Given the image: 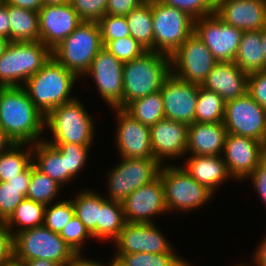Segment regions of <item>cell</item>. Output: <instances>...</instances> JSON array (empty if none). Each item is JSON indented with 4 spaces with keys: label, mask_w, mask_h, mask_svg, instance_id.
<instances>
[{
    "label": "cell",
    "mask_w": 266,
    "mask_h": 266,
    "mask_svg": "<svg viewBox=\"0 0 266 266\" xmlns=\"http://www.w3.org/2000/svg\"><path fill=\"white\" fill-rule=\"evenodd\" d=\"M44 121L23 86L0 87V127L14 144L41 141Z\"/></svg>",
    "instance_id": "6da1fadb"
},
{
    "label": "cell",
    "mask_w": 266,
    "mask_h": 266,
    "mask_svg": "<svg viewBox=\"0 0 266 266\" xmlns=\"http://www.w3.org/2000/svg\"><path fill=\"white\" fill-rule=\"evenodd\" d=\"M77 76L53 57L22 86L35 107L45 117L54 108L70 102L71 90Z\"/></svg>",
    "instance_id": "7a4b0ae2"
},
{
    "label": "cell",
    "mask_w": 266,
    "mask_h": 266,
    "mask_svg": "<svg viewBox=\"0 0 266 266\" xmlns=\"http://www.w3.org/2000/svg\"><path fill=\"white\" fill-rule=\"evenodd\" d=\"M171 74V56L147 51L123 65V108L135 99L160 91Z\"/></svg>",
    "instance_id": "3957f363"
},
{
    "label": "cell",
    "mask_w": 266,
    "mask_h": 266,
    "mask_svg": "<svg viewBox=\"0 0 266 266\" xmlns=\"http://www.w3.org/2000/svg\"><path fill=\"white\" fill-rule=\"evenodd\" d=\"M103 47L96 21H83L52 50V57L78 78L89 70L91 62Z\"/></svg>",
    "instance_id": "277c9868"
},
{
    "label": "cell",
    "mask_w": 266,
    "mask_h": 266,
    "mask_svg": "<svg viewBox=\"0 0 266 266\" xmlns=\"http://www.w3.org/2000/svg\"><path fill=\"white\" fill-rule=\"evenodd\" d=\"M52 57V51L41 41L11 42L0 57V87L21 86ZM19 82V84H18Z\"/></svg>",
    "instance_id": "5b68a950"
},
{
    "label": "cell",
    "mask_w": 266,
    "mask_h": 266,
    "mask_svg": "<svg viewBox=\"0 0 266 266\" xmlns=\"http://www.w3.org/2000/svg\"><path fill=\"white\" fill-rule=\"evenodd\" d=\"M83 104L74 99L54 108L45 116L44 126L51 130L54 140L48 143H76L91 146L94 122ZM47 124V125H46Z\"/></svg>",
    "instance_id": "8992f818"
},
{
    "label": "cell",
    "mask_w": 266,
    "mask_h": 266,
    "mask_svg": "<svg viewBox=\"0 0 266 266\" xmlns=\"http://www.w3.org/2000/svg\"><path fill=\"white\" fill-rule=\"evenodd\" d=\"M75 254L59 233L44 225L14 235V255L24 261L44 259L65 266Z\"/></svg>",
    "instance_id": "52a82bcc"
},
{
    "label": "cell",
    "mask_w": 266,
    "mask_h": 266,
    "mask_svg": "<svg viewBox=\"0 0 266 266\" xmlns=\"http://www.w3.org/2000/svg\"><path fill=\"white\" fill-rule=\"evenodd\" d=\"M154 52L171 56L194 32V19L186 12L151 0Z\"/></svg>",
    "instance_id": "ba28073f"
},
{
    "label": "cell",
    "mask_w": 266,
    "mask_h": 266,
    "mask_svg": "<svg viewBox=\"0 0 266 266\" xmlns=\"http://www.w3.org/2000/svg\"><path fill=\"white\" fill-rule=\"evenodd\" d=\"M164 186L167 211L197 209L213 196L207 187L193 179L184 167L162 165L159 172Z\"/></svg>",
    "instance_id": "9c48e42d"
},
{
    "label": "cell",
    "mask_w": 266,
    "mask_h": 266,
    "mask_svg": "<svg viewBox=\"0 0 266 266\" xmlns=\"http://www.w3.org/2000/svg\"><path fill=\"white\" fill-rule=\"evenodd\" d=\"M108 173L107 199L123 202L131 193L159 176L161 164L155 159L122 158Z\"/></svg>",
    "instance_id": "30bf717a"
},
{
    "label": "cell",
    "mask_w": 266,
    "mask_h": 266,
    "mask_svg": "<svg viewBox=\"0 0 266 266\" xmlns=\"http://www.w3.org/2000/svg\"><path fill=\"white\" fill-rule=\"evenodd\" d=\"M223 124L227 134L249 137L266 146V109L248 92L226 102Z\"/></svg>",
    "instance_id": "8fae6325"
},
{
    "label": "cell",
    "mask_w": 266,
    "mask_h": 266,
    "mask_svg": "<svg viewBox=\"0 0 266 266\" xmlns=\"http://www.w3.org/2000/svg\"><path fill=\"white\" fill-rule=\"evenodd\" d=\"M217 63L208 47L193 32L171 55V73L183 81L202 85Z\"/></svg>",
    "instance_id": "7c38bea8"
},
{
    "label": "cell",
    "mask_w": 266,
    "mask_h": 266,
    "mask_svg": "<svg viewBox=\"0 0 266 266\" xmlns=\"http://www.w3.org/2000/svg\"><path fill=\"white\" fill-rule=\"evenodd\" d=\"M194 33L218 62H234L242 30L225 23L213 14L194 20Z\"/></svg>",
    "instance_id": "4fadbf2b"
},
{
    "label": "cell",
    "mask_w": 266,
    "mask_h": 266,
    "mask_svg": "<svg viewBox=\"0 0 266 266\" xmlns=\"http://www.w3.org/2000/svg\"><path fill=\"white\" fill-rule=\"evenodd\" d=\"M164 118L190 125L195 122L199 85L183 81L172 73L160 89Z\"/></svg>",
    "instance_id": "5bb4252c"
},
{
    "label": "cell",
    "mask_w": 266,
    "mask_h": 266,
    "mask_svg": "<svg viewBox=\"0 0 266 266\" xmlns=\"http://www.w3.org/2000/svg\"><path fill=\"white\" fill-rule=\"evenodd\" d=\"M123 65L103 46L85 73L94 78L101 97L112 109L123 108Z\"/></svg>",
    "instance_id": "9a60e30c"
},
{
    "label": "cell",
    "mask_w": 266,
    "mask_h": 266,
    "mask_svg": "<svg viewBox=\"0 0 266 266\" xmlns=\"http://www.w3.org/2000/svg\"><path fill=\"white\" fill-rule=\"evenodd\" d=\"M223 150L227 170L236 180L248 178L266 156L262 142L233 134L226 135Z\"/></svg>",
    "instance_id": "2e32d148"
},
{
    "label": "cell",
    "mask_w": 266,
    "mask_h": 266,
    "mask_svg": "<svg viewBox=\"0 0 266 266\" xmlns=\"http://www.w3.org/2000/svg\"><path fill=\"white\" fill-rule=\"evenodd\" d=\"M117 254L131 253H175L168 240L154 223L126 222L119 236L114 240Z\"/></svg>",
    "instance_id": "e0dca14e"
},
{
    "label": "cell",
    "mask_w": 266,
    "mask_h": 266,
    "mask_svg": "<svg viewBox=\"0 0 266 266\" xmlns=\"http://www.w3.org/2000/svg\"><path fill=\"white\" fill-rule=\"evenodd\" d=\"M115 109L119 117L115 138L120 157L154 159L150 127L137 121L123 108Z\"/></svg>",
    "instance_id": "ac0fdd59"
},
{
    "label": "cell",
    "mask_w": 266,
    "mask_h": 266,
    "mask_svg": "<svg viewBox=\"0 0 266 266\" xmlns=\"http://www.w3.org/2000/svg\"><path fill=\"white\" fill-rule=\"evenodd\" d=\"M122 207L126 222L133 223H153V216L168 212L160 176L131 193L122 202Z\"/></svg>",
    "instance_id": "d6986e66"
},
{
    "label": "cell",
    "mask_w": 266,
    "mask_h": 266,
    "mask_svg": "<svg viewBox=\"0 0 266 266\" xmlns=\"http://www.w3.org/2000/svg\"><path fill=\"white\" fill-rule=\"evenodd\" d=\"M38 21L40 41L51 51L83 22L70 3L43 5L38 11Z\"/></svg>",
    "instance_id": "ffe728a7"
},
{
    "label": "cell",
    "mask_w": 266,
    "mask_h": 266,
    "mask_svg": "<svg viewBox=\"0 0 266 266\" xmlns=\"http://www.w3.org/2000/svg\"><path fill=\"white\" fill-rule=\"evenodd\" d=\"M215 14L242 31L266 27V0H217Z\"/></svg>",
    "instance_id": "44dd1931"
},
{
    "label": "cell",
    "mask_w": 266,
    "mask_h": 266,
    "mask_svg": "<svg viewBox=\"0 0 266 266\" xmlns=\"http://www.w3.org/2000/svg\"><path fill=\"white\" fill-rule=\"evenodd\" d=\"M150 135L154 159L161 165L165 157L173 159L187 152L188 125L185 123L164 118L150 126Z\"/></svg>",
    "instance_id": "7402d4cb"
},
{
    "label": "cell",
    "mask_w": 266,
    "mask_h": 266,
    "mask_svg": "<svg viewBox=\"0 0 266 266\" xmlns=\"http://www.w3.org/2000/svg\"><path fill=\"white\" fill-rule=\"evenodd\" d=\"M201 86L219 94L227 102L248 92V74L234 62H218Z\"/></svg>",
    "instance_id": "603a6c76"
},
{
    "label": "cell",
    "mask_w": 266,
    "mask_h": 266,
    "mask_svg": "<svg viewBox=\"0 0 266 266\" xmlns=\"http://www.w3.org/2000/svg\"><path fill=\"white\" fill-rule=\"evenodd\" d=\"M227 131L223 122L188 125L187 152L191 155L216 156L224 149Z\"/></svg>",
    "instance_id": "cb8c5ba5"
},
{
    "label": "cell",
    "mask_w": 266,
    "mask_h": 266,
    "mask_svg": "<svg viewBox=\"0 0 266 266\" xmlns=\"http://www.w3.org/2000/svg\"><path fill=\"white\" fill-rule=\"evenodd\" d=\"M222 157L192 155L187 159L184 169L193 179L214 193L219 185L231 177Z\"/></svg>",
    "instance_id": "d4e9b609"
},
{
    "label": "cell",
    "mask_w": 266,
    "mask_h": 266,
    "mask_svg": "<svg viewBox=\"0 0 266 266\" xmlns=\"http://www.w3.org/2000/svg\"><path fill=\"white\" fill-rule=\"evenodd\" d=\"M234 63L248 75L265 70L261 30L243 31Z\"/></svg>",
    "instance_id": "484cf974"
},
{
    "label": "cell",
    "mask_w": 266,
    "mask_h": 266,
    "mask_svg": "<svg viewBox=\"0 0 266 266\" xmlns=\"http://www.w3.org/2000/svg\"><path fill=\"white\" fill-rule=\"evenodd\" d=\"M32 146V155L37 160V162L33 160L34 166L63 186L62 184L66 183V164L61 152L45 139L43 141L41 139Z\"/></svg>",
    "instance_id": "4316f807"
},
{
    "label": "cell",
    "mask_w": 266,
    "mask_h": 266,
    "mask_svg": "<svg viewBox=\"0 0 266 266\" xmlns=\"http://www.w3.org/2000/svg\"><path fill=\"white\" fill-rule=\"evenodd\" d=\"M31 180V165L8 182L0 181V220L5 222L26 198Z\"/></svg>",
    "instance_id": "83f0119b"
},
{
    "label": "cell",
    "mask_w": 266,
    "mask_h": 266,
    "mask_svg": "<svg viewBox=\"0 0 266 266\" xmlns=\"http://www.w3.org/2000/svg\"><path fill=\"white\" fill-rule=\"evenodd\" d=\"M10 17V41H40L38 12L8 4Z\"/></svg>",
    "instance_id": "f1b7e54d"
},
{
    "label": "cell",
    "mask_w": 266,
    "mask_h": 266,
    "mask_svg": "<svg viewBox=\"0 0 266 266\" xmlns=\"http://www.w3.org/2000/svg\"><path fill=\"white\" fill-rule=\"evenodd\" d=\"M130 36L148 51H154L153 14L151 0H146L139 7L125 16Z\"/></svg>",
    "instance_id": "f546056e"
},
{
    "label": "cell",
    "mask_w": 266,
    "mask_h": 266,
    "mask_svg": "<svg viewBox=\"0 0 266 266\" xmlns=\"http://www.w3.org/2000/svg\"><path fill=\"white\" fill-rule=\"evenodd\" d=\"M123 109L149 127L164 119V104L160 91L135 99Z\"/></svg>",
    "instance_id": "4dcf8cb0"
},
{
    "label": "cell",
    "mask_w": 266,
    "mask_h": 266,
    "mask_svg": "<svg viewBox=\"0 0 266 266\" xmlns=\"http://www.w3.org/2000/svg\"><path fill=\"white\" fill-rule=\"evenodd\" d=\"M72 200L75 216L85 225L94 238L99 237V210L101 196L93 190L78 193Z\"/></svg>",
    "instance_id": "1f68e13d"
},
{
    "label": "cell",
    "mask_w": 266,
    "mask_h": 266,
    "mask_svg": "<svg viewBox=\"0 0 266 266\" xmlns=\"http://www.w3.org/2000/svg\"><path fill=\"white\" fill-rule=\"evenodd\" d=\"M126 224L121 202L106 199L101 196V209L99 210V238L113 239L119 236Z\"/></svg>",
    "instance_id": "d6a6232c"
},
{
    "label": "cell",
    "mask_w": 266,
    "mask_h": 266,
    "mask_svg": "<svg viewBox=\"0 0 266 266\" xmlns=\"http://www.w3.org/2000/svg\"><path fill=\"white\" fill-rule=\"evenodd\" d=\"M45 207L46 206L41 203L25 198L4 223L12 232L13 236L23 230L41 226L44 222ZM13 224L17 225L20 230L18 229V231L16 230L15 232Z\"/></svg>",
    "instance_id": "836d02e7"
},
{
    "label": "cell",
    "mask_w": 266,
    "mask_h": 266,
    "mask_svg": "<svg viewBox=\"0 0 266 266\" xmlns=\"http://www.w3.org/2000/svg\"><path fill=\"white\" fill-rule=\"evenodd\" d=\"M22 146L25 144H13L0 154V181L8 182L32 164V145L28 144L26 151H23Z\"/></svg>",
    "instance_id": "e575fe53"
},
{
    "label": "cell",
    "mask_w": 266,
    "mask_h": 266,
    "mask_svg": "<svg viewBox=\"0 0 266 266\" xmlns=\"http://www.w3.org/2000/svg\"><path fill=\"white\" fill-rule=\"evenodd\" d=\"M226 102L214 91L199 85V94L195 111V122H223Z\"/></svg>",
    "instance_id": "d590c367"
},
{
    "label": "cell",
    "mask_w": 266,
    "mask_h": 266,
    "mask_svg": "<svg viewBox=\"0 0 266 266\" xmlns=\"http://www.w3.org/2000/svg\"><path fill=\"white\" fill-rule=\"evenodd\" d=\"M60 187L59 183L43 174L33 163L31 164V180L26 198L47 206L58 197Z\"/></svg>",
    "instance_id": "8d00e7d4"
},
{
    "label": "cell",
    "mask_w": 266,
    "mask_h": 266,
    "mask_svg": "<svg viewBox=\"0 0 266 266\" xmlns=\"http://www.w3.org/2000/svg\"><path fill=\"white\" fill-rule=\"evenodd\" d=\"M115 257L120 258L126 266H189L176 253H131Z\"/></svg>",
    "instance_id": "74e56055"
},
{
    "label": "cell",
    "mask_w": 266,
    "mask_h": 266,
    "mask_svg": "<svg viewBox=\"0 0 266 266\" xmlns=\"http://www.w3.org/2000/svg\"><path fill=\"white\" fill-rule=\"evenodd\" d=\"M54 145L65 158L66 164V183L74 180L73 178L85 165L89 148L91 146L78 145L76 143H50Z\"/></svg>",
    "instance_id": "f35d334b"
},
{
    "label": "cell",
    "mask_w": 266,
    "mask_h": 266,
    "mask_svg": "<svg viewBox=\"0 0 266 266\" xmlns=\"http://www.w3.org/2000/svg\"><path fill=\"white\" fill-rule=\"evenodd\" d=\"M74 215L72 200H62L45 207L43 225L52 232L60 233Z\"/></svg>",
    "instance_id": "ab89813d"
},
{
    "label": "cell",
    "mask_w": 266,
    "mask_h": 266,
    "mask_svg": "<svg viewBox=\"0 0 266 266\" xmlns=\"http://www.w3.org/2000/svg\"><path fill=\"white\" fill-rule=\"evenodd\" d=\"M105 48L119 61L126 63L142 56L148 50L131 36L108 41Z\"/></svg>",
    "instance_id": "60d3db41"
},
{
    "label": "cell",
    "mask_w": 266,
    "mask_h": 266,
    "mask_svg": "<svg viewBox=\"0 0 266 266\" xmlns=\"http://www.w3.org/2000/svg\"><path fill=\"white\" fill-rule=\"evenodd\" d=\"M103 46L108 41H114L130 36V30L125 16L105 15L97 21Z\"/></svg>",
    "instance_id": "b9f144b4"
},
{
    "label": "cell",
    "mask_w": 266,
    "mask_h": 266,
    "mask_svg": "<svg viewBox=\"0 0 266 266\" xmlns=\"http://www.w3.org/2000/svg\"><path fill=\"white\" fill-rule=\"evenodd\" d=\"M186 12L194 20L215 14L217 0H158Z\"/></svg>",
    "instance_id": "7bdbcfd3"
},
{
    "label": "cell",
    "mask_w": 266,
    "mask_h": 266,
    "mask_svg": "<svg viewBox=\"0 0 266 266\" xmlns=\"http://www.w3.org/2000/svg\"><path fill=\"white\" fill-rule=\"evenodd\" d=\"M61 238L76 254L81 253L82 244L87 237H93L85 225L74 215L59 233Z\"/></svg>",
    "instance_id": "ee69618b"
},
{
    "label": "cell",
    "mask_w": 266,
    "mask_h": 266,
    "mask_svg": "<svg viewBox=\"0 0 266 266\" xmlns=\"http://www.w3.org/2000/svg\"><path fill=\"white\" fill-rule=\"evenodd\" d=\"M108 0H70L72 8L83 21H98L106 15Z\"/></svg>",
    "instance_id": "f6af8a7d"
},
{
    "label": "cell",
    "mask_w": 266,
    "mask_h": 266,
    "mask_svg": "<svg viewBox=\"0 0 266 266\" xmlns=\"http://www.w3.org/2000/svg\"><path fill=\"white\" fill-rule=\"evenodd\" d=\"M248 93L266 109V69L248 75Z\"/></svg>",
    "instance_id": "bcb514c9"
},
{
    "label": "cell",
    "mask_w": 266,
    "mask_h": 266,
    "mask_svg": "<svg viewBox=\"0 0 266 266\" xmlns=\"http://www.w3.org/2000/svg\"><path fill=\"white\" fill-rule=\"evenodd\" d=\"M146 0H108L106 14L127 16L133 9L139 7Z\"/></svg>",
    "instance_id": "7dc6e473"
},
{
    "label": "cell",
    "mask_w": 266,
    "mask_h": 266,
    "mask_svg": "<svg viewBox=\"0 0 266 266\" xmlns=\"http://www.w3.org/2000/svg\"><path fill=\"white\" fill-rule=\"evenodd\" d=\"M14 255V236L4 222H0V266Z\"/></svg>",
    "instance_id": "c3c4849f"
},
{
    "label": "cell",
    "mask_w": 266,
    "mask_h": 266,
    "mask_svg": "<svg viewBox=\"0 0 266 266\" xmlns=\"http://www.w3.org/2000/svg\"><path fill=\"white\" fill-rule=\"evenodd\" d=\"M248 178L252 180L253 187L266 204V156Z\"/></svg>",
    "instance_id": "681fc988"
},
{
    "label": "cell",
    "mask_w": 266,
    "mask_h": 266,
    "mask_svg": "<svg viewBox=\"0 0 266 266\" xmlns=\"http://www.w3.org/2000/svg\"><path fill=\"white\" fill-rule=\"evenodd\" d=\"M0 36L10 40V17L5 1L0 5Z\"/></svg>",
    "instance_id": "f907efd6"
},
{
    "label": "cell",
    "mask_w": 266,
    "mask_h": 266,
    "mask_svg": "<svg viewBox=\"0 0 266 266\" xmlns=\"http://www.w3.org/2000/svg\"><path fill=\"white\" fill-rule=\"evenodd\" d=\"M7 4L38 12L43 7L42 0H4Z\"/></svg>",
    "instance_id": "816d5d0a"
},
{
    "label": "cell",
    "mask_w": 266,
    "mask_h": 266,
    "mask_svg": "<svg viewBox=\"0 0 266 266\" xmlns=\"http://www.w3.org/2000/svg\"><path fill=\"white\" fill-rule=\"evenodd\" d=\"M65 266H105L100 264V262H95L93 260H88L82 257L81 253L75 254L71 260Z\"/></svg>",
    "instance_id": "f5cc1de1"
},
{
    "label": "cell",
    "mask_w": 266,
    "mask_h": 266,
    "mask_svg": "<svg viewBox=\"0 0 266 266\" xmlns=\"http://www.w3.org/2000/svg\"><path fill=\"white\" fill-rule=\"evenodd\" d=\"M255 252V264L256 266H266V237L261 241V244Z\"/></svg>",
    "instance_id": "db71d44e"
},
{
    "label": "cell",
    "mask_w": 266,
    "mask_h": 266,
    "mask_svg": "<svg viewBox=\"0 0 266 266\" xmlns=\"http://www.w3.org/2000/svg\"><path fill=\"white\" fill-rule=\"evenodd\" d=\"M14 143L7 137L3 129L0 127V154L5 152Z\"/></svg>",
    "instance_id": "11a10c76"
},
{
    "label": "cell",
    "mask_w": 266,
    "mask_h": 266,
    "mask_svg": "<svg viewBox=\"0 0 266 266\" xmlns=\"http://www.w3.org/2000/svg\"><path fill=\"white\" fill-rule=\"evenodd\" d=\"M26 266H60L53 261L37 259V260H29L25 261Z\"/></svg>",
    "instance_id": "9f6ffc18"
},
{
    "label": "cell",
    "mask_w": 266,
    "mask_h": 266,
    "mask_svg": "<svg viewBox=\"0 0 266 266\" xmlns=\"http://www.w3.org/2000/svg\"><path fill=\"white\" fill-rule=\"evenodd\" d=\"M1 266H26V263L23 259L18 258L15 255H12L6 262Z\"/></svg>",
    "instance_id": "6f0895ef"
},
{
    "label": "cell",
    "mask_w": 266,
    "mask_h": 266,
    "mask_svg": "<svg viewBox=\"0 0 266 266\" xmlns=\"http://www.w3.org/2000/svg\"><path fill=\"white\" fill-rule=\"evenodd\" d=\"M10 43L9 39L0 36V57L5 53Z\"/></svg>",
    "instance_id": "680465c9"
},
{
    "label": "cell",
    "mask_w": 266,
    "mask_h": 266,
    "mask_svg": "<svg viewBox=\"0 0 266 266\" xmlns=\"http://www.w3.org/2000/svg\"><path fill=\"white\" fill-rule=\"evenodd\" d=\"M44 5L56 6L70 3V0H42Z\"/></svg>",
    "instance_id": "91938a15"
},
{
    "label": "cell",
    "mask_w": 266,
    "mask_h": 266,
    "mask_svg": "<svg viewBox=\"0 0 266 266\" xmlns=\"http://www.w3.org/2000/svg\"><path fill=\"white\" fill-rule=\"evenodd\" d=\"M261 41L263 47V53L265 56V69H266V27L261 30Z\"/></svg>",
    "instance_id": "94428289"
},
{
    "label": "cell",
    "mask_w": 266,
    "mask_h": 266,
    "mask_svg": "<svg viewBox=\"0 0 266 266\" xmlns=\"http://www.w3.org/2000/svg\"><path fill=\"white\" fill-rule=\"evenodd\" d=\"M105 266H126L120 258H117L114 256V259H112V262L109 265Z\"/></svg>",
    "instance_id": "6125c7cd"
}]
</instances>
